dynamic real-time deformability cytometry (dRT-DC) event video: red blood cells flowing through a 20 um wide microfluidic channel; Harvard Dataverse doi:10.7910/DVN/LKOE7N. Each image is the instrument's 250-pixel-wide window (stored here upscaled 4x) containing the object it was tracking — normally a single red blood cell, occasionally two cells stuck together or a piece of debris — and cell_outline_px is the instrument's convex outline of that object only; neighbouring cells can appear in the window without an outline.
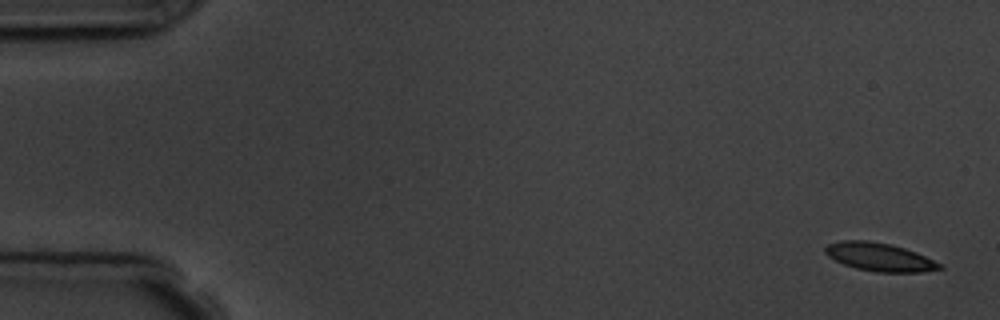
{"species": "common noctule bat (a hibernating species)", "species_latin": "Nyctalus noctula", "temperature_condition": "room temperature", "stored_images_in_passage": 2, "segment_of_instrument_passage": [2, 2], "camera_frame_rate_fps": 3000, "um_per_image_px": 0.085, "animal": {"sex": "male", "body_mass_g": 19.5, "forearm_length_mm": 54.6}, "frame": {"image": 1, "passage_image": 2, "time_ms": 2.0, "image_size_px": [1000, 320], "cell_outline_px": [[944, 268], [920, 272], [876, 272], [856, 268], [844, 264], [828, 256], [824, 252], [824, 248], [828, 244], [840, 240], [868, 240], [892, 244], [916, 252], [944, 264]], "centroid_in_image_um": [74.78, 21.84], "position_along_channel_um": 10.2, "area_um2": 18.96}}